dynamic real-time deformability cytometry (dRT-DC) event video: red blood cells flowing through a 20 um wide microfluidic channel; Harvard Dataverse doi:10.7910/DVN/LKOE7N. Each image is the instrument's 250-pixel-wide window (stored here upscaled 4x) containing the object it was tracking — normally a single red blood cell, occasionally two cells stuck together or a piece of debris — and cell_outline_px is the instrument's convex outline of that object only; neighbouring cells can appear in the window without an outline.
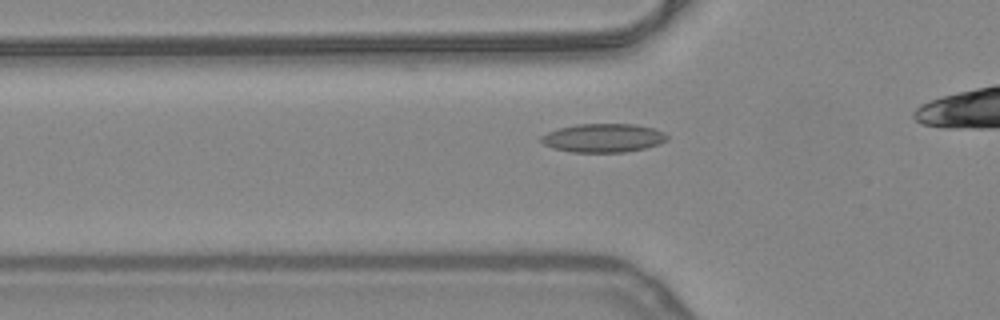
{"species": "common noctule bat (a hibernating species)", "species_latin": "Nyctalus noctula", "temperature_condition": "warm", "stored_images_in_passage": 39, "camera_frame_rate_fps": 3000, "um_per_image_px": 0.085, "animal": {"sex": "female", "body_mass_g": 24.6, "forearm_length_mm": 56.2}, "frame": {"image": 1, "passage_image": 12, "time_ms": 3.667, "image_size_px": [1000, 320], "cell_outline_px": [[668, 140], [660, 144], [644, 148], [624, 152], [572, 152], [552, 148], [544, 144], [540, 140], [540, 136], [548, 132], [560, 128], [576, 124], [636, 124], [652, 128], [664, 132], [668, 136]], "centroid_in_image_um": [51.28, 11.72], "position_along_channel_um": 74.5, "area_um2": 21.04}}
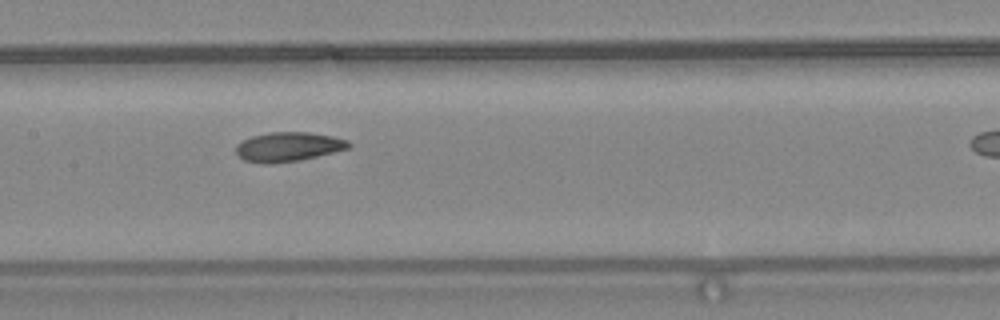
{"frame": {"image": 2, "passage_image": 20, "time_ms": 6.333, "image_size_px": [1000, 320], "cell_outline_px": [[352, 144], [348, 148], [336, 152], [300, 160], [272, 164], [264, 164], [244, 160], [236, 156], [236, 144], [252, 136], [268, 132], [312, 132], [332, 136], [348, 140]], "centroid_in_image_um": [24.5, 12.48], "position_along_channel_um": 182.9, "area_um2": 19.54}}
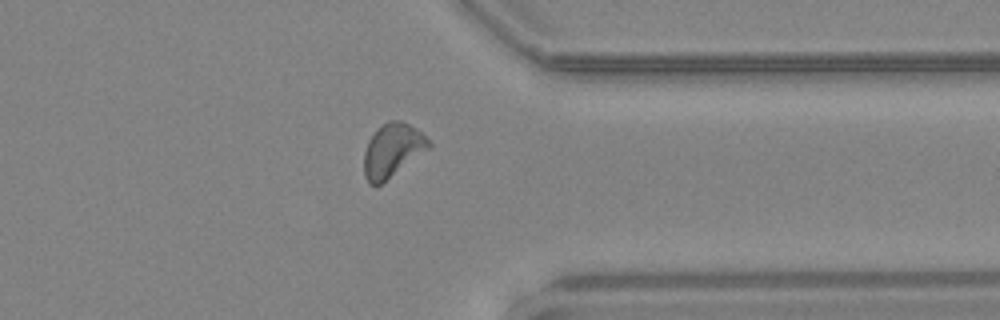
{"frame": {"image": 3, "passage_image": 35, "time_ms": 11.333, "image_size_px": [1000, 320], "cell_outline_px": [[432, 144], [428, 148], [376, 188], [368, 184], [364, 176], [364, 152], [368, 140], [376, 128], [388, 120], [400, 120], [416, 128]], "centroid_in_image_um": [33.29, 12.78], "position_along_channel_um": 378.1, "area_um2": 20.11}, "authors_computed_cell_mechanics": {"area_um2": 19.5942, "velocity_mm_per_s": 4.021, "shape_relaxation_time_tau1_ms": null, "shape_relaxation_time_tau2_ms": 4.7271, "deformation_change_tau1": null, "deformation_change_tau2": 0.1194}}